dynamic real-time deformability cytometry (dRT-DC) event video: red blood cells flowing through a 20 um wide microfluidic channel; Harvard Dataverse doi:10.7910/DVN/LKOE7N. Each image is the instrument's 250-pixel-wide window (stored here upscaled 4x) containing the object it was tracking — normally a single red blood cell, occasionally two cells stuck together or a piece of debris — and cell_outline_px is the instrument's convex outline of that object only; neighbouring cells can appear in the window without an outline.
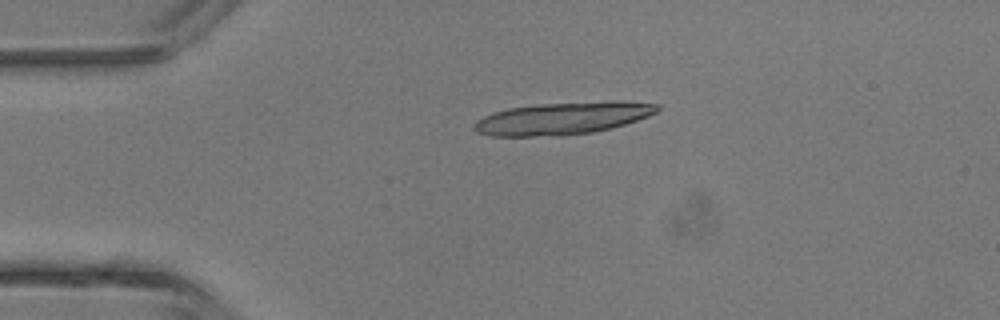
{"species": "common noctule bat (a hibernating species)", "species_latin": "Nyctalus noctula", "temperature_condition": "room temperature", "stored_images_in_passage": 3, "camera_frame_rate_fps": 3000, "um_per_image_px": 0.085, "animal": {"sex": "male", "body_mass_g": 13.3}, "frame": {"image": 1, "passage_image": 2, "time_ms": 1.333, "image_size_px": [1000, 320], "cell_outline_px": [[660, 108], [656, 112], [648, 116], [612, 128], [592, 132], [564, 136], [488, 136], [476, 132], [472, 128], [472, 124], [476, 120], [492, 112], [508, 108], [540, 104], [608, 100], [624, 100], [660, 104]], "centroid_in_image_um": [47.82, 10.05], "position_along_channel_um": 37.2, "area_um2": 35.08}}